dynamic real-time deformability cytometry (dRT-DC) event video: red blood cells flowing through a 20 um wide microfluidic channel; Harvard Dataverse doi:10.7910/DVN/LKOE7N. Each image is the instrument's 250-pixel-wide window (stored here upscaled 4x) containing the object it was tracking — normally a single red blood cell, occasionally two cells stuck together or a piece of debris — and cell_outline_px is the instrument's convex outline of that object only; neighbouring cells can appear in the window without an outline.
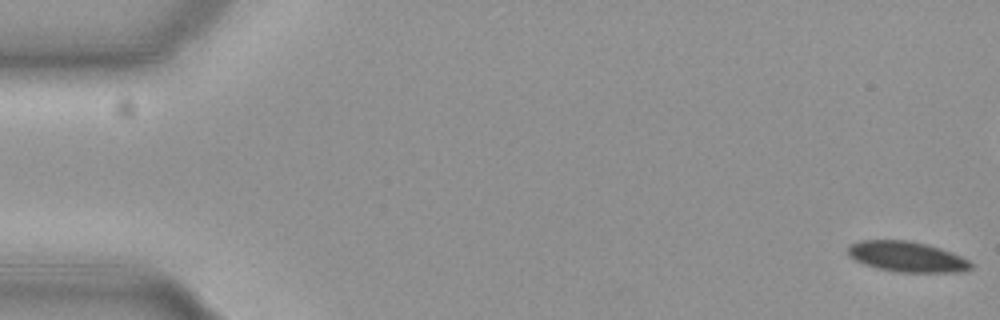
{"species": "common noctule bat (a hibernating species)", "species_latin": "Nyctalus noctula", "temperature_condition": "cold", "stored_images_in_passage": 58, "camera_frame_rate_fps": 3000, "um_per_image_px": 0.085, "animal": {"sex": "female", "body_mass_g": 19.3, "forearm_length_mm": 54.1}, "frame": {"image": 1, "passage_image": 1, "time_ms": 0.0, "image_size_px": [1000, 320], "cell_outline_px": [[972, 268], [964, 272], [900, 272], [880, 268], [864, 264], [848, 256], [848, 244], [860, 240], [908, 240], [940, 248], [952, 252], [968, 260], [972, 264]], "centroid_in_image_um": [77.08, 21.81], "position_along_channel_um": 7.9, "area_um2": 21.73}}
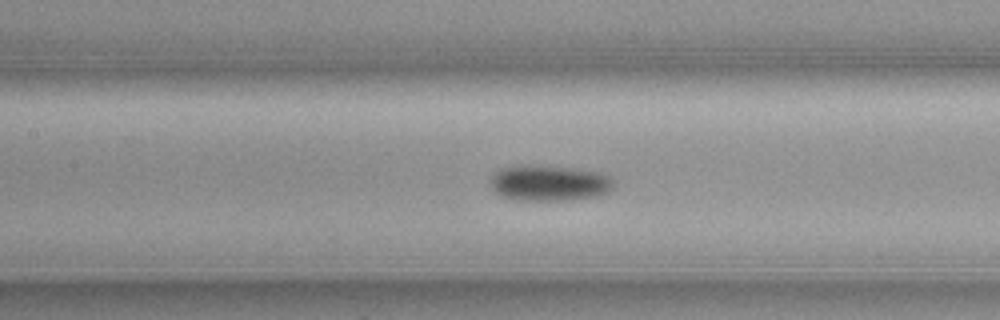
{"frame": {"image": 2, "passage_image": 26, "time_ms": 8.333, "image_size_px": [1000, 320], "cell_outline_px": [[612, 188], [608, 192], [596, 196], [564, 200], [520, 200], [500, 196], [492, 188], [488, 180], [500, 168], [520, 164], [544, 164], [572, 168], [596, 172], [608, 176], [612, 180]], "centroid_in_image_um": [46.6, 15.53], "position_along_channel_um": 160.8, "area_um2": 25.89}}
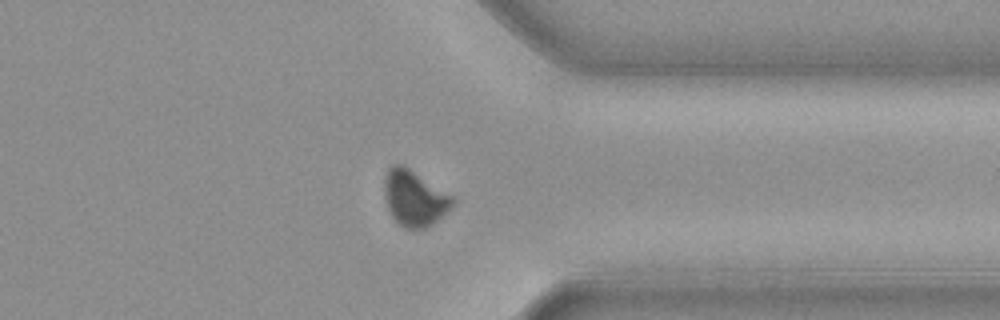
{"frame": {"image": 3, "passage_image": 44, "time_ms": 14.333, "image_size_px": [1000, 320], "cell_outline_px": [[456, 200], [452, 208], [432, 224], [424, 228], [404, 228], [392, 216], [388, 208], [384, 196], [384, 176], [388, 168], [392, 164], [404, 164], [456, 196]], "centroid_in_image_um": [35.26, 16.79], "position_along_channel_um": 376.1, "area_um2": 22.72}, "authors_computed_cell_mechanics": {"area_um2": 22.7443, "velocity_mm_per_s": 3.6807, "shape_relaxation_time_tau1_ms": 4.8946, "shape_relaxation_time_tau2_ms": null, "deformation_change_tau1": 0.0954, "deformation_change_tau2": null}}